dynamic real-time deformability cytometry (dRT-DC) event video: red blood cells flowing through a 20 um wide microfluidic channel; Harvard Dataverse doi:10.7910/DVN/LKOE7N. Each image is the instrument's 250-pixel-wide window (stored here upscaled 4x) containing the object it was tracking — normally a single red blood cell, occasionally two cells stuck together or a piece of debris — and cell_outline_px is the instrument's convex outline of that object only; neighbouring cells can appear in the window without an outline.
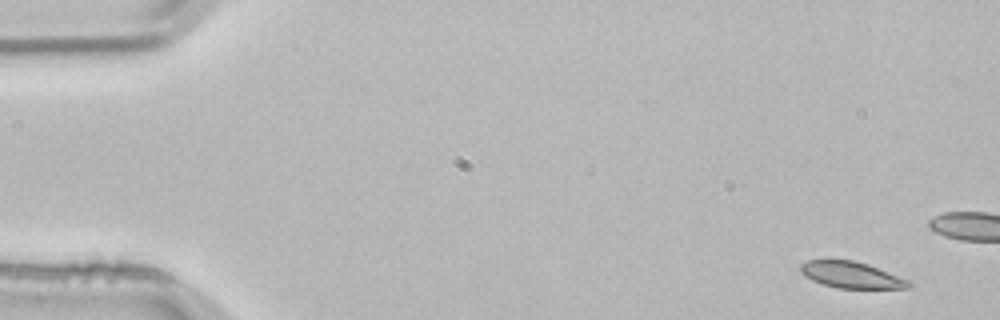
{"species": "common noctule bat (a hibernating species)", "species_latin": "Nyctalus noctula", "temperature_condition": "room temperature", "stored_images_in_passage": 3, "camera_frame_rate_fps": 3000, "um_per_image_px": 0.085, "animal": {"sex": "male", "body_mass_g": 21.5, "forearm_length_mm": 52.0}, "frame": {"image": 1, "passage_image": 1, "time_ms": 0.0, "image_size_px": [1000, 320], "cell_outline_px": [[912, 284], [908, 288], [836, 288], [812, 280], [804, 276], [800, 272], [800, 264], [808, 260], [852, 260], [868, 264], [912, 280]], "centroid_in_image_um": [72.39, 23.37], "position_along_channel_um": 12.6, "area_um2": 16.76}}